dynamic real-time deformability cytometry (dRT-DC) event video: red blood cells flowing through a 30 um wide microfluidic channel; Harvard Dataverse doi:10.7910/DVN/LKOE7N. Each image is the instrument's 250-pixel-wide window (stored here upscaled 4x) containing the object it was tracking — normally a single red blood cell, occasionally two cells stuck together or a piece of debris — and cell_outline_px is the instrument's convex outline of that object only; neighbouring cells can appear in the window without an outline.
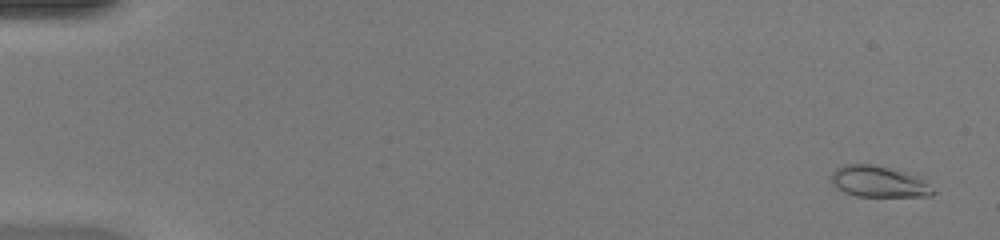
{"species": "common noctule bat (a hibernating species)", "species_latin": "Nyctalus noctula", "temperature_condition": "warm", "stored_images_in_passage": 50, "camera_frame_rate_fps": 3000, "um_per_image_px": 0.085, "animal": {"sex": "female", "body_mass_g": 20.0, "forearm_length_mm": 54.0}, "frame": {"image": 1, "passage_image": 3, "time_ms": 0.667, "image_size_px": [1000, 240], "cell_outline_px": [[936, 192], [932, 196], [856, 196], [844, 192], [836, 188], [832, 184], [832, 172], [836, 168], [844, 164], [872, 164], [888, 168], [916, 176], [924, 180]], "centroid_in_image_um": [74.66, 15.45], "position_along_channel_um": 10.3, "area_um2": 18.32}}
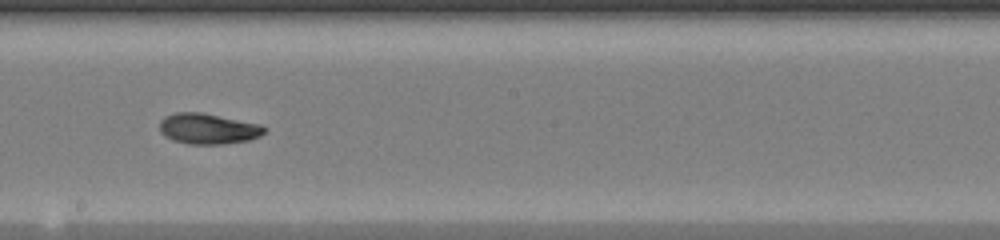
{"frame": {"image": 2, "passage_image": 30, "time_ms": 9.667, "image_size_px": [1000, 240], "cell_outline_px": [[268, 128], [260, 136], [248, 140], [220, 144], [188, 144], [172, 140], [164, 136], [160, 132], [160, 120], [164, 116], [176, 112], [204, 112], [260, 124]], "centroid_in_image_um": [17.67, 10.93], "position_along_channel_um": 230.5, "area_um2": 18.9}}
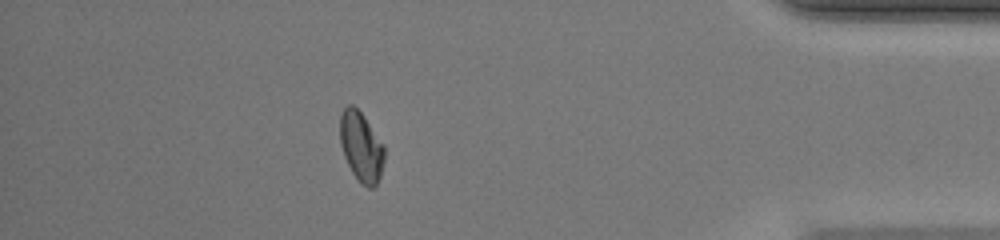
{"frame": {"image": 3, "passage_image": 45, "time_ms": 14.667, "image_size_px": [1000, 240], "cell_outline_px": [[384, 160], [380, 176], [376, 184], [372, 188], [368, 188], [360, 184], [352, 172], [344, 156], [340, 144], [340, 116], [344, 108], [348, 104], [352, 104], [364, 116], [384, 144]], "centroid_in_image_um": [30.7, 12.48], "position_along_channel_um": 404.5, "area_um2": 18.09}, "authors_computed_cell_mechanics": {"area_um2": 18.1781, "velocity_mm_per_s": 4.2578, "shape_relaxation_time_tau1_ms": 4.2761, "shape_relaxation_time_tau2_ms": 2.1092, "deformation_change_tau1": 0.1857, "deformation_change_tau2": 0.0652}}